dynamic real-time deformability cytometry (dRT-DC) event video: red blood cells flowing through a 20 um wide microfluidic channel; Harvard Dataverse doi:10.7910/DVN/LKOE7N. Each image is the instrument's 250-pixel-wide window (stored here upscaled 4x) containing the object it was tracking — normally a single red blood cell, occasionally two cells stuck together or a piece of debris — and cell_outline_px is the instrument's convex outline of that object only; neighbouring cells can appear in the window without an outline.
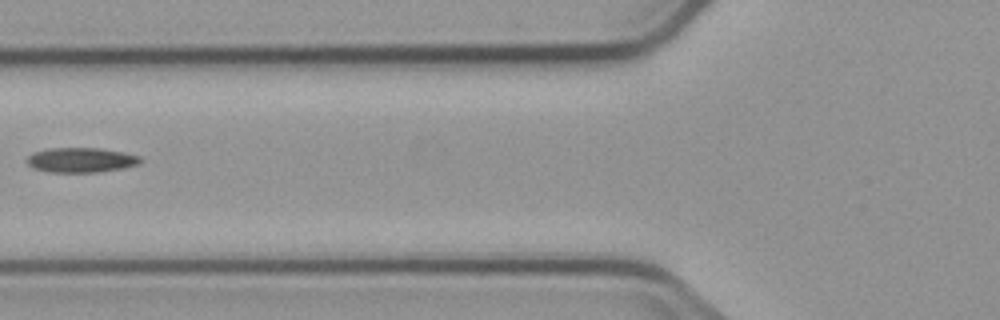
{"species": "common noctule bat (a hibernating species)", "species_latin": "Nyctalus noctula", "temperature_condition": "cold", "stored_images_in_passage": 5, "camera_frame_rate_fps": 3000, "um_per_image_px": 0.085, "animal": {"sex": "male", "body_mass_g": 23.1, "forearm_length_mm": 52.7}, "frame": {"image": 1, "passage_image": 4, "time_ms": 3.667, "image_size_px": [1000, 320], "cell_outline_px": [[144, 160], [140, 164], [124, 168], [100, 172], [48, 172], [32, 168], [28, 164], [28, 156], [32, 152], [48, 148], [100, 148], [124, 152], [140, 156]], "centroid_in_image_um": [6.92, 13.6], "position_along_channel_um": 118.9, "area_um2": 16.65}}
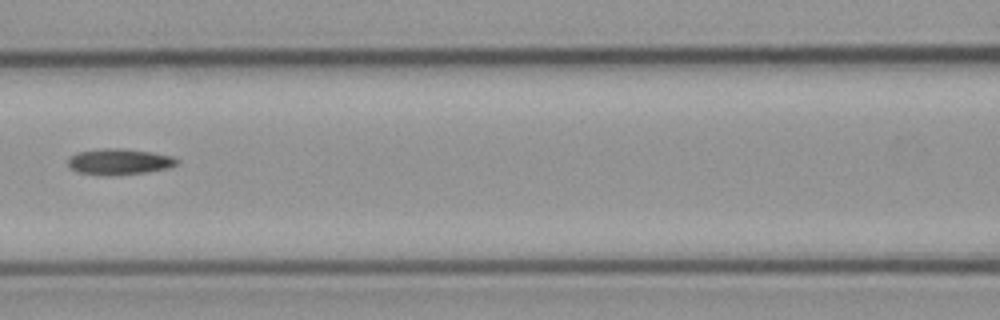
{"frame": {"image": 2, "passage_image": 5, "time_ms": 4.667, "image_size_px": [1000, 320], "cell_outline_px": [[180, 164], [168, 168], [144, 172], [112, 176], [104, 176], [76, 172], [68, 164], [68, 156], [76, 152], [104, 148], [120, 148], [152, 152], [172, 156], [180, 160]], "centroid_in_image_um": [10.13, 13.74], "position_along_channel_um": 156.5, "area_um2": 16.76}}